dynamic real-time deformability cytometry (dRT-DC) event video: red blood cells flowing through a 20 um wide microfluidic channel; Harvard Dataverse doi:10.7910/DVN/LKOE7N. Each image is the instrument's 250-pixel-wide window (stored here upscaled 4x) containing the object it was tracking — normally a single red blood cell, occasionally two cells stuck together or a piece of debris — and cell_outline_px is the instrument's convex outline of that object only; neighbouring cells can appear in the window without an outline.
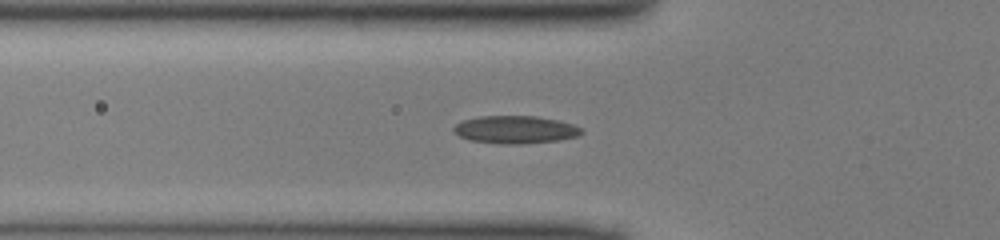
{"species": "common noctule bat (a hibernating species)", "species_latin": "Nyctalus noctula", "temperature_condition": "cold", "stored_images_in_passage": 36, "camera_frame_rate_fps": 3000, "um_per_image_px": 0.085, "animal": {"sex": "male", "body_mass_g": 13.0, "forearm_length_mm": 53.1}, "frame": {"image": 1, "passage_image": 11, "time_ms": 3.333, "image_size_px": [1000, 240], "cell_outline_px": [[584, 132], [580, 136], [560, 140], [524, 144], [500, 144], [472, 140], [460, 136], [452, 128], [456, 124], [464, 120], [480, 116], [536, 116], [560, 120], [572, 124], [580, 128]], "centroid_in_image_um": [43.86, 11.02], "position_along_channel_um": 81.9, "area_um2": 20.69}}
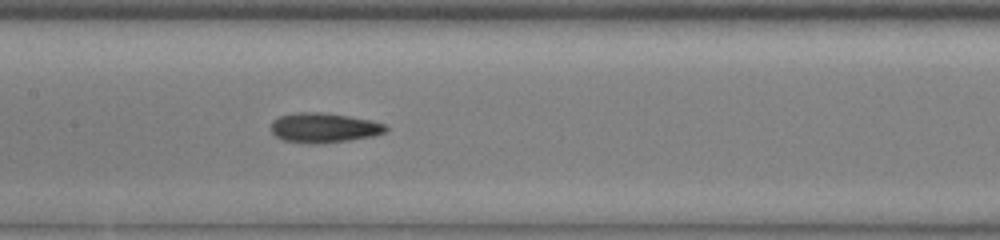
{"frame": {"image": 2, "passage_image": 18, "time_ms": 5.667, "image_size_px": [1000, 240], "cell_outline_px": [[388, 128], [384, 132], [372, 136], [348, 140], [316, 144], [312, 144], [284, 140], [276, 136], [272, 132], [272, 120], [280, 116], [296, 112], [320, 112], [348, 116], [372, 120], [384, 124]], "centroid_in_image_um": [27.52, 10.85], "position_along_channel_um": 179.9, "area_um2": 19.71}}
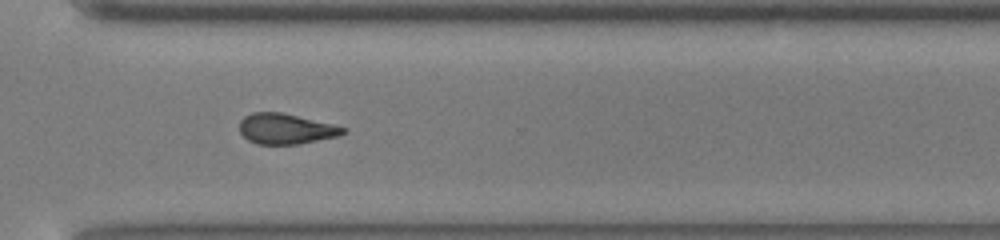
{"frame": {"image": 3, "passage_image": 30, "time_ms": 9.667, "image_size_px": [1000, 240], "cell_outline_px": [[348, 132], [340, 136], [296, 144], [256, 144], [248, 140], [240, 132], [240, 120], [244, 116], [252, 112], [280, 112], [332, 124], [348, 128]], "centroid_in_image_um": [24.31, 10.95], "position_along_channel_um": 346.3, "area_um2": 18.38}}